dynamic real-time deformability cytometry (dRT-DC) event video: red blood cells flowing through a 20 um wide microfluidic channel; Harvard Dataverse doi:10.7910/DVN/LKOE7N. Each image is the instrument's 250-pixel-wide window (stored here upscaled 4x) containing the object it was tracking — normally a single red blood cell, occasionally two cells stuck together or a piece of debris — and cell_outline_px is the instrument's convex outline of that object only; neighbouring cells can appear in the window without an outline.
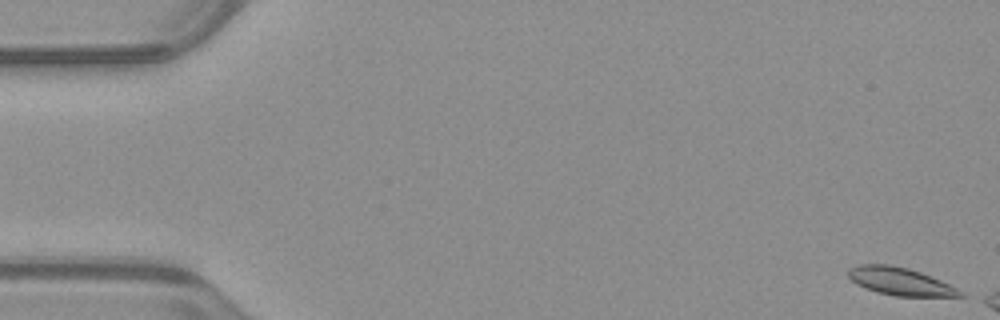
{"species": "common noctule bat (a hibernating species)", "species_latin": "Nyctalus noctula", "temperature_condition": "warm", "stored_images_in_passage": 8, "camera_frame_rate_fps": 3000, "um_per_image_px": 0.085, "animal": {"sex": "male", "body_mass_g": 23.1, "forearm_length_mm": 52.7}, "frame": {"image": 1, "passage_image": 1, "time_ms": 0.0, "image_size_px": [1000, 320], "cell_outline_px": [[968, 296], [896, 296], [876, 292], [856, 284], [848, 276], [848, 268], [860, 264], [892, 264], [908, 268], [920, 272], [940, 280], [964, 292]], "centroid_in_image_um": [76.5, 23.91], "position_along_channel_um": 8.5, "area_um2": 18.03}}